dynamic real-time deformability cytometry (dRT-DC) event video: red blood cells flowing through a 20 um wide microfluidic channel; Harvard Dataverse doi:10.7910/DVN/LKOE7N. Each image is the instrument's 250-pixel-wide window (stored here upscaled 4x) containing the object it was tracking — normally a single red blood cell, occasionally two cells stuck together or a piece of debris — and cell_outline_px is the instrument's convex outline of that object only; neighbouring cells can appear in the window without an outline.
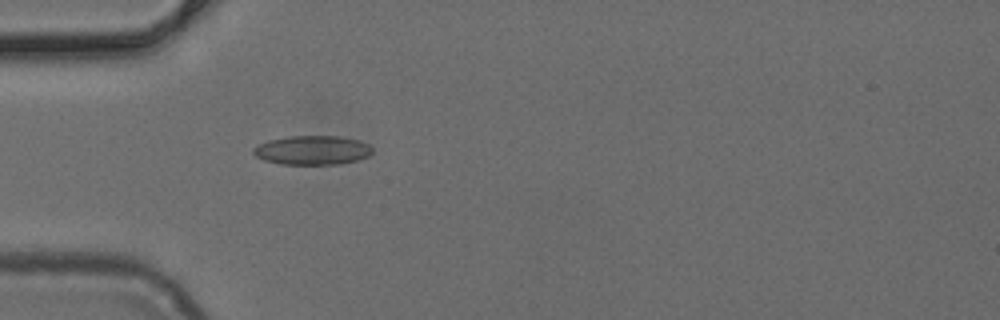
{"species": "common noctule bat (a hibernating species)", "species_latin": "Nyctalus noctula", "temperature_condition": "cold", "stored_images_in_passage": 18, "camera_frame_rate_fps": 3000, "um_per_image_px": 0.085, "animal": {"sex": "female", "body_mass_g": 24.6, "forearm_length_mm": 56.2}, "frame": {"image": 1, "passage_image": 1, "time_ms": 0.0, "image_size_px": [1000, 320], "cell_outline_px": [[372, 152], [368, 156], [356, 160], [340, 164], [280, 164], [264, 160], [256, 156], [252, 152], [252, 148], [268, 140], [288, 136], [340, 136], [360, 140], [368, 144], [372, 148]], "centroid_in_image_um": [26.54, 12.76], "position_along_channel_um": 58.5, "area_um2": 20.23}}
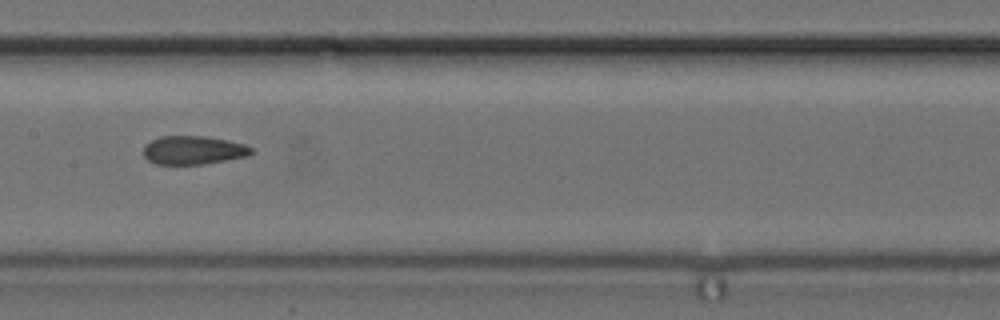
{"frame": {"image": 2, "passage_image": 11, "time_ms": 3.333, "image_size_px": [1000, 320], "cell_outline_px": [[252, 152], [248, 156], [204, 164], [156, 164], [148, 160], [144, 156], [144, 144], [160, 136], [204, 136], [228, 140], [244, 144], [252, 148]], "centroid_in_image_um": [16.42, 12.76], "position_along_channel_um": 191.0, "area_um2": 17.92}}
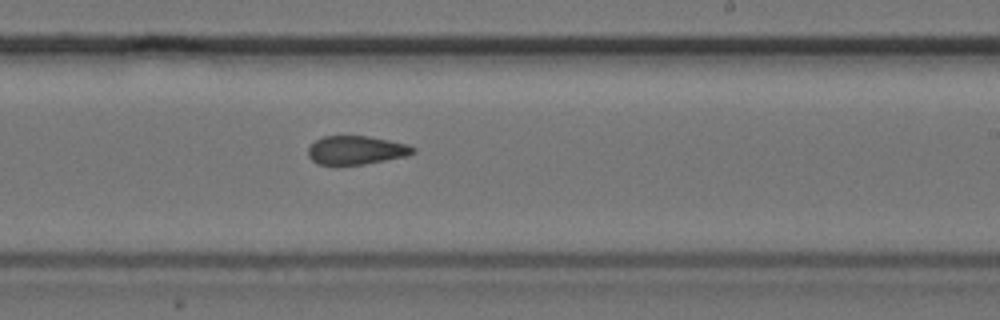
{"frame": {"image": 3, "passage_image": 16, "time_ms": 5.0, "image_size_px": [1000, 320], "cell_outline_px": [[416, 152], [408, 156], [364, 164], [336, 168], [316, 164], [308, 156], [308, 148], [316, 140], [324, 136], [368, 136], [408, 144], [416, 148]], "centroid_in_image_um": [30.25, 12.81], "position_along_channel_um": 258.8, "area_um2": 18.15}}